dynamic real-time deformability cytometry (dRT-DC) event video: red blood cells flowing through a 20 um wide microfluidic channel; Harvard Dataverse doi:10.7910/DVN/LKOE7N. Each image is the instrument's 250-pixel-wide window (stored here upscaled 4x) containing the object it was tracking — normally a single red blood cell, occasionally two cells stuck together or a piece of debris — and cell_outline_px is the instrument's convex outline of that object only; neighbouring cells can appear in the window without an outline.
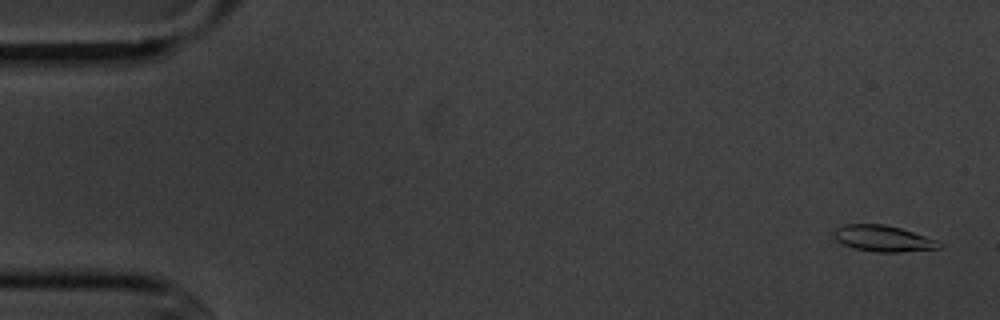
{"species": "common noctule bat (a hibernating species)", "species_latin": "Nyctalus noctula", "temperature_condition": "cold", "stored_images_in_passage": 4, "camera_frame_rate_fps": 3000, "um_per_image_px": 0.085, "animal": {"sex": "male", "body_mass_g": 20.1, "forearm_length_mm": 53.5}, "frame": {"image": 1, "passage_image": 1, "time_ms": 0.0, "image_size_px": [1000, 320], "cell_outline_px": [[944, 244], [940, 248], [900, 252], [876, 252], [856, 248], [844, 244], [836, 240], [836, 228], [844, 224], [884, 224], [900, 228], [940, 240]], "centroid_in_image_um": [75.16, 20.27], "position_along_channel_um": 9.8, "area_um2": 15.95}}
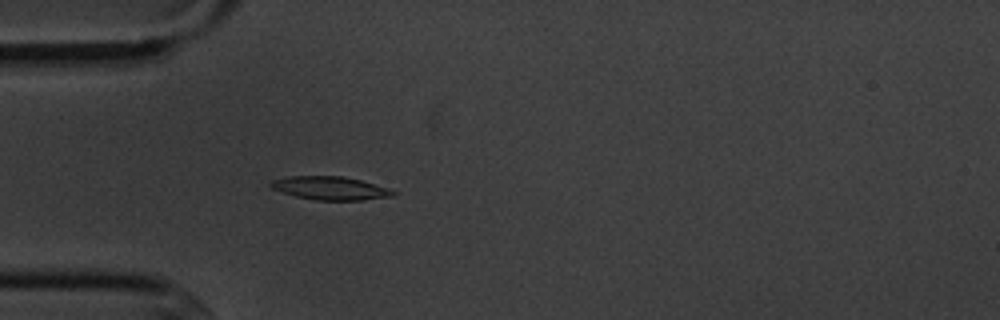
{"frame": {"image": 2, "passage_image": 4, "time_ms": 4.667, "image_size_px": [1000, 320], "cell_outline_px": [[396, 192], [392, 196], [360, 200], [316, 200], [296, 196], [272, 188], [268, 184], [272, 180], [288, 176], [340, 176], [360, 180], [388, 188]], "centroid_in_image_um": [28.04, 15.99], "position_along_channel_um": 57.0, "area_um2": 16.36}}